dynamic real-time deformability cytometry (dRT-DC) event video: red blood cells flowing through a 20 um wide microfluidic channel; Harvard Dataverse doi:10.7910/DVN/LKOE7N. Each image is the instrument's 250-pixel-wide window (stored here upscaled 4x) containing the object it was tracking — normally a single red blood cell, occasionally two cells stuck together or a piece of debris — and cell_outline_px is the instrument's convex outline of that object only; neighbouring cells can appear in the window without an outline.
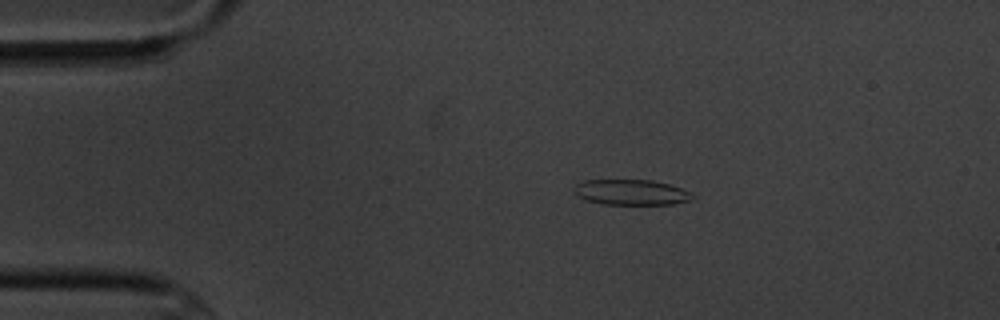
{"species": "common noctule bat (a hibernating species)", "species_latin": "Nyctalus noctula", "temperature_condition": "cold", "stored_images_in_passage": 7, "camera_frame_rate_fps": 3000, "um_per_image_px": 0.085, "animal": {"sex": "male", "body_mass_g": 20.1, "forearm_length_mm": 53.5}, "frame": {"image": 1, "passage_image": 3, "time_ms": 2.333, "image_size_px": [1000, 320], "cell_outline_px": [[696, 196], [692, 200], [672, 204], [604, 204], [584, 200], [576, 196], [572, 192], [572, 188], [576, 184], [584, 180], [652, 180], [668, 184], [692, 192]], "centroid_in_image_um": [53.62, 16.34], "position_along_channel_um": 31.4, "area_um2": 17.8}}
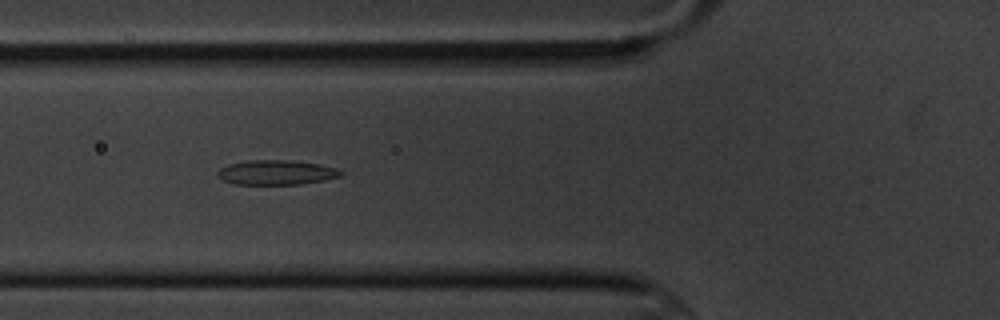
{"frame": {"image": 2, "passage_image": 6, "time_ms": 5.667, "image_size_px": [1000, 320], "cell_outline_px": [[344, 172], [340, 176], [324, 180], [300, 184], [232, 184], [216, 176], [216, 172], [220, 168], [228, 164], [248, 160], [292, 160], [320, 164], [336, 168]], "centroid_in_image_um": [23.46, 14.65], "position_along_channel_um": 102.3, "area_um2": 17.8}}
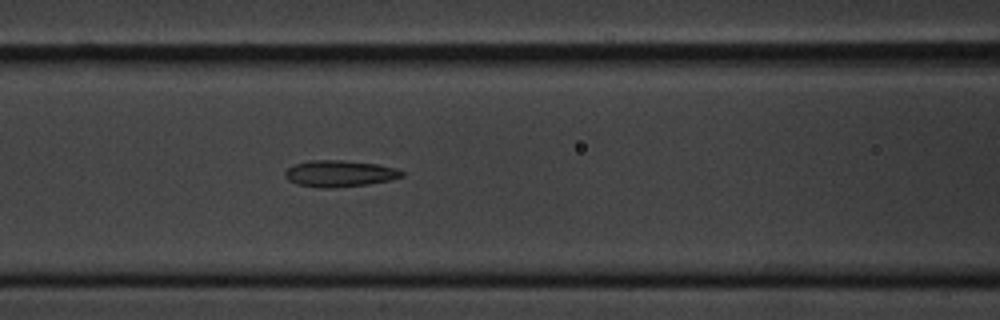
{"frame": {"image": 3, "passage_image": 7, "time_ms": 6.667, "image_size_px": [1000, 320], "cell_outline_px": [[404, 176], [392, 180], [368, 184], [332, 188], [320, 188], [296, 184], [288, 180], [284, 176], [284, 172], [288, 168], [296, 164], [308, 160], [340, 160], [376, 164], [396, 168], [404, 172]], "centroid_in_image_um": [28.86, 14.76], "position_along_channel_um": 137.7, "area_um2": 18.09}}